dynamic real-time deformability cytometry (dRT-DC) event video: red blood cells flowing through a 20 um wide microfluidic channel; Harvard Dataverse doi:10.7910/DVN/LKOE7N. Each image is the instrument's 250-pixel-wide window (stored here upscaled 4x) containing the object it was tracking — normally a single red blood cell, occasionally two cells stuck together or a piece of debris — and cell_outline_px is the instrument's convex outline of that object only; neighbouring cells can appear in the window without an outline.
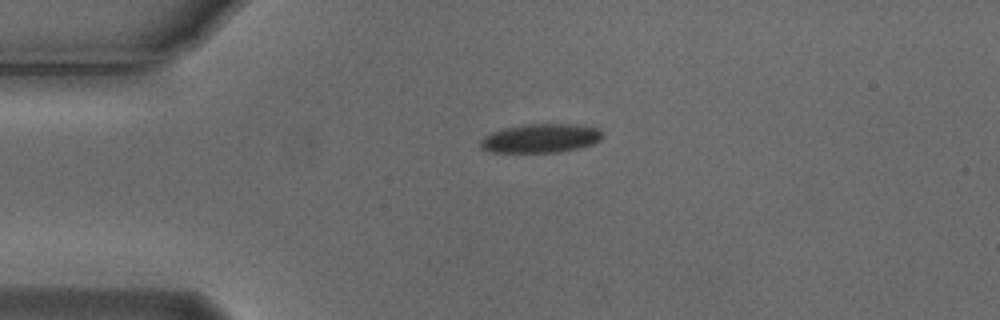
{"species": "Egyptian fruit bat (a non-hibernating species)", "species_latin": "Rousettus aegyptiacus", "temperature_condition": "cold", "stored_images_in_passage": 6, "camera_frame_rate_fps": 3000, "um_per_image_px": 0.085, "animal": {"sex": "male"}, "frame": {"image": 1, "passage_image": 1, "time_ms": 0.0, "image_size_px": [1000, 320], "cell_outline_px": [[604, 136], [600, 140], [592, 144], [580, 148], [560, 152], [488, 152], [480, 148], [480, 140], [484, 136], [492, 132], [504, 128], [524, 124], [576, 124], [596, 128]], "centroid_in_image_um": [45.93, 11.76], "position_along_channel_um": 39.1, "area_um2": 20.63}}
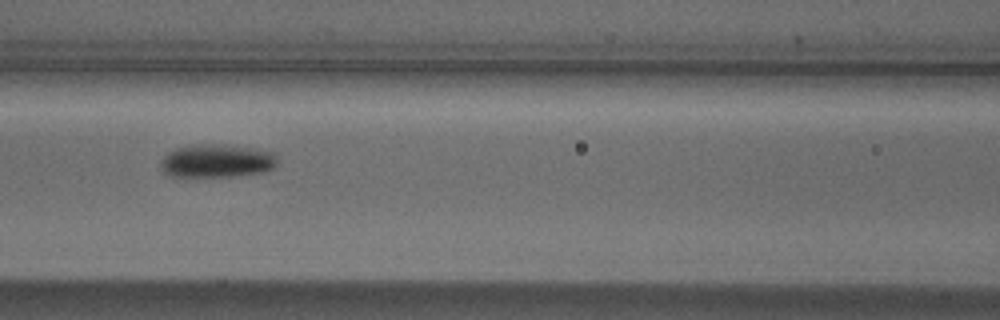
{"frame": {"image": 2, "passage_image": 4, "time_ms": 1.0, "image_size_px": [1000, 320], "cell_outline_px": [[276, 164], [272, 168], [260, 172], [236, 176], [172, 176], [164, 172], [160, 164], [160, 160], [168, 152], [176, 148], [192, 144], [220, 144], [248, 148], [272, 152], [276, 156]], "centroid_in_image_um": [18.37, 13.67], "position_along_channel_um": 148.2, "area_um2": 22.31}}
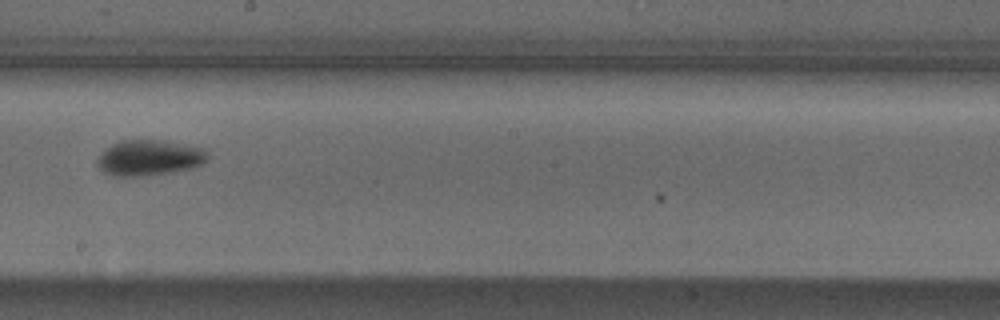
{"frame": {"image": 3, "passage_image": 6, "time_ms": 1.667, "image_size_px": [1000, 320], "cell_outline_px": [[208, 160], [192, 168], [144, 176], [112, 176], [104, 172], [96, 164], [96, 160], [100, 152], [104, 148], [120, 140], [160, 140], [204, 148], [208, 156]], "centroid_in_image_um": [12.63, 13.4], "position_along_channel_um": 235.6, "area_um2": 22.95}}